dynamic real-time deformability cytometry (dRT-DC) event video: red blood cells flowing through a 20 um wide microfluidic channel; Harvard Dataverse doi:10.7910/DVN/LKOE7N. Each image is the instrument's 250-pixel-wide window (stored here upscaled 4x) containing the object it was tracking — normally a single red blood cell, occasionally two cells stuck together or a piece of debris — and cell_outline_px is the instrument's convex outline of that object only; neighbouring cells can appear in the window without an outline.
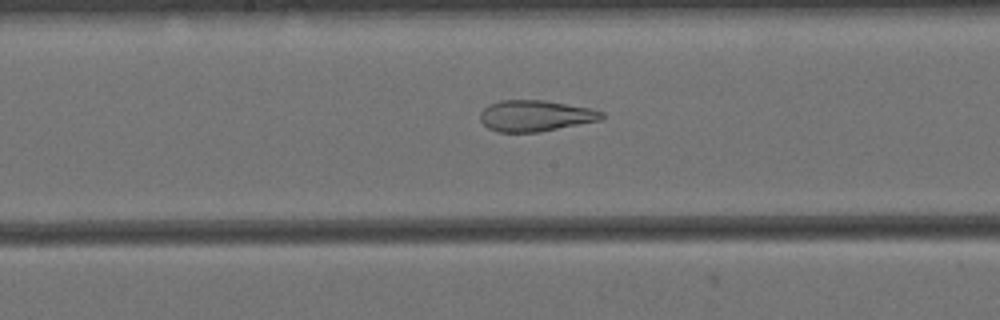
{"species": "Egyptian fruit bat (a non-hibernating species)", "species_latin": "Rousettus aegyptiacus", "temperature_condition": "cold", "stored_images_in_passage": 54, "camera_frame_rate_fps": 3000, "um_per_image_px": 0.085, "animal": {"sex": "female"}, "frame": {"image": 1, "passage_image": 25, "time_ms": 8.0, "image_size_px": [1000, 320], "cell_outline_px": [[604, 116], [600, 120], [540, 132], [496, 132], [488, 128], [480, 120], [480, 112], [488, 104], [500, 100], [544, 100], [592, 108], [604, 112]], "centroid_in_image_um": [45.49, 9.84], "position_along_channel_um": 202.7, "area_um2": 22.2}}
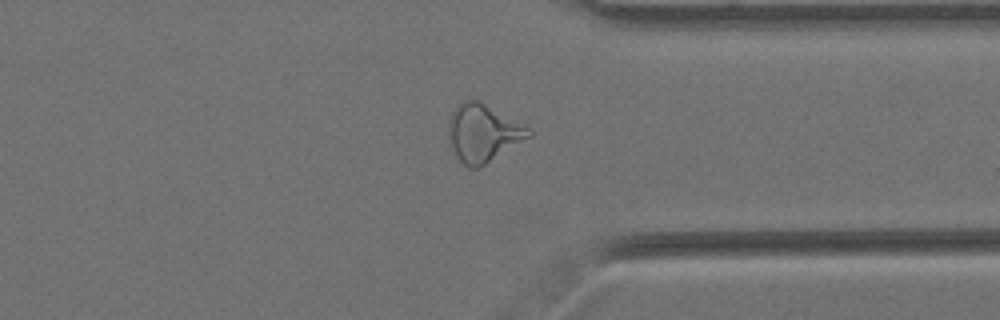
{"frame": {"image": 2, "passage_image": 40, "time_ms": 13.0, "image_size_px": [1000, 320], "cell_outline_px": [[532, 136], [484, 164], [476, 168], [468, 168], [456, 156], [448, 144], [448, 124], [452, 112], [460, 100], [480, 100], [532, 128]], "centroid_in_image_um": [41.05, 11.28], "position_along_channel_um": 370.3, "area_um2": 27.22}}
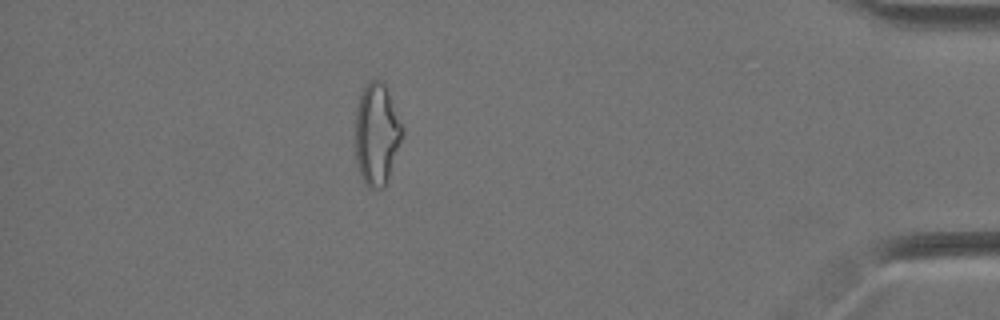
{"frame": {"image": 3, "passage_image": 47, "time_ms": 15.333, "image_size_px": [1000, 320], "cell_outline_px": [[404, 132], [384, 188], [368, 188], [364, 184], [360, 176], [356, 164], [352, 136], [356, 108], [360, 92], [368, 80], [384, 80], [404, 128]], "centroid_in_image_um": [31.96, 11.38], "position_along_channel_um": 403.2, "area_um2": 29.02}, "authors_computed_cell_mechanics": {"area_um2": 27.3394, "velocity_mm_per_s": 3.4337, "shape_relaxation_time_tau1_ms": null, "shape_relaxation_time_tau2_ms": 2.5127, "deformation_change_tau1": null, "deformation_change_tau2": 0.1266}}